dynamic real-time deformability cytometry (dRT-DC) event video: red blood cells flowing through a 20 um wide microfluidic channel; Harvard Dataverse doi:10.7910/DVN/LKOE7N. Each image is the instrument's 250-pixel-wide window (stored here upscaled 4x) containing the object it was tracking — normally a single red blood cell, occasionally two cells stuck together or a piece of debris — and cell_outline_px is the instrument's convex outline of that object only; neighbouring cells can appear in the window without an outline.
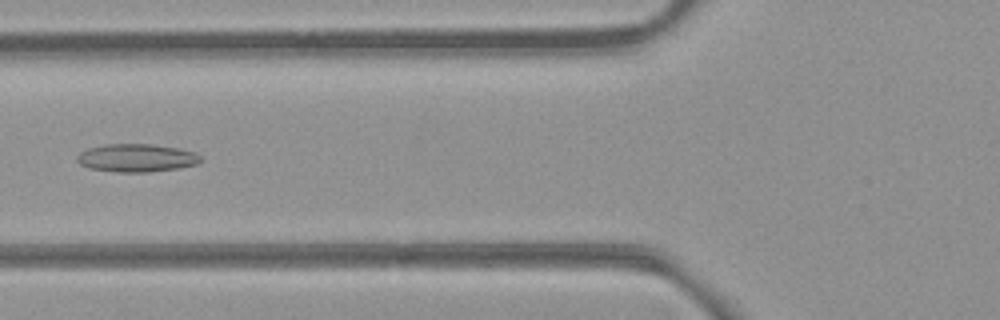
{"species": "common noctule bat (a hibernating species)", "species_latin": "Nyctalus noctula", "temperature_condition": "room temperature", "stored_images_in_passage": 4, "camera_frame_rate_fps": 3000, "um_per_image_px": 0.085, "animal": {"sex": "female", "body_mass_g": 21.9}, "frame": {"image": 1, "passage_image": 3, "time_ms": 0.667, "image_size_px": [1000, 320], "cell_outline_px": [[200, 164], [180, 168], [148, 172], [116, 172], [88, 168], [80, 164], [76, 160], [76, 156], [80, 152], [88, 148], [104, 144], [152, 144], [180, 148], [192, 152], [200, 156]], "centroid_in_image_um": [11.59, 13.42], "position_along_channel_um": 114.2, "area_um2": 20.35}}
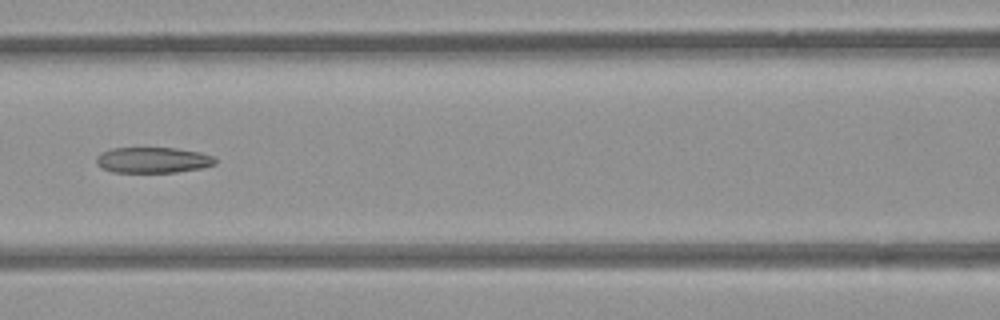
{"frame": {"image": 2, "passage_image": 4, "time_ms": 1.0, "image_size_px": [1000, 320], "cell_outline_px": [[216, 164], [204, 168], [176, 172], [112, 172], [96, 164], [96, 156], [112, 148], [176, 148], [200, 152], [216, 156]], "centroid_in_image_um": [13.06, 13.6], "position_along_channel_um": 153.5, "area_um2": 17.92}}